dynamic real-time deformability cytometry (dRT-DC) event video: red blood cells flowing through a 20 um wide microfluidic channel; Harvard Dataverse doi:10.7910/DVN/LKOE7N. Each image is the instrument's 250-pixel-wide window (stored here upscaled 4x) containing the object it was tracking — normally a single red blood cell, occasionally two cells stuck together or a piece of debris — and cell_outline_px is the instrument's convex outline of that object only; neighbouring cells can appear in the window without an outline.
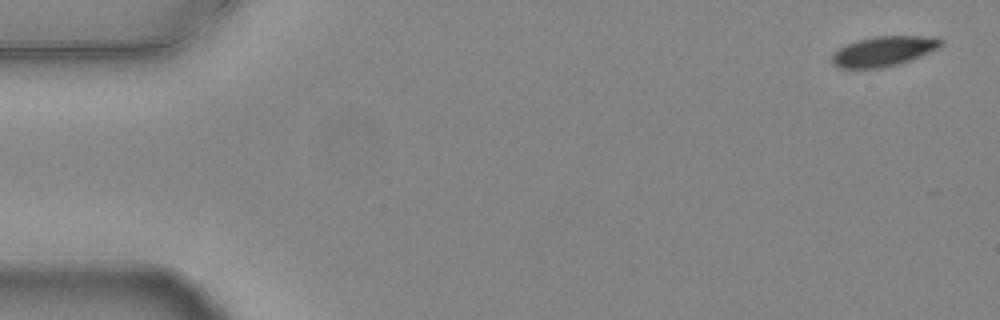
{"species": "common noctule bat (a hibernating species)", "species_latin": "Nyctalus noctula", "temperature_condition": "warm", "stored_images_in_passage": 54, "camera_frame_rate_fps": 3000, "um_per_image_px": 0.085, "animal": {"sex": "female", "body_mass_g": 24.6, "forearm_length_mm": 56.2}, "frame": {"image": 1, "passage_image": 1, "time_ms": 0.0, "image_size_px": [1000, 320], "cell_outline_px": [[944, 44], [940, 48], [912, 60], [880, 68], [840, 68], [832, 64], [832, 52], [844, 44], [856, 40], [876, 36], [936, 36], [944, 40]], "centroid_in_image_um": [75.13, 4.34], "position_along_channel_um": 9.9, "area_um2": 19.42}}
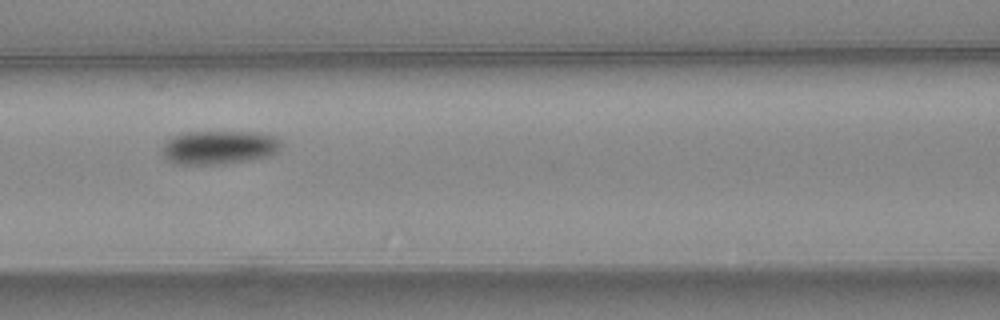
{"frame": {"image": 2, "passage_image": 23, "time_ms": 7.333, "image_size_px": [1000, 320], "cell_outline_px": [[284, 144], [276, 152], [268, 156], [248, 160], [224, 164], [176, 164], [168, 160], [160, 152], [160, 148], [172, 136], [184, 132], [252, 132], [276, 136]], "centroid_in_image_um": [18.6, 12.53], "position_along_channel_um": 148.0, "area_um2": 23.52}}
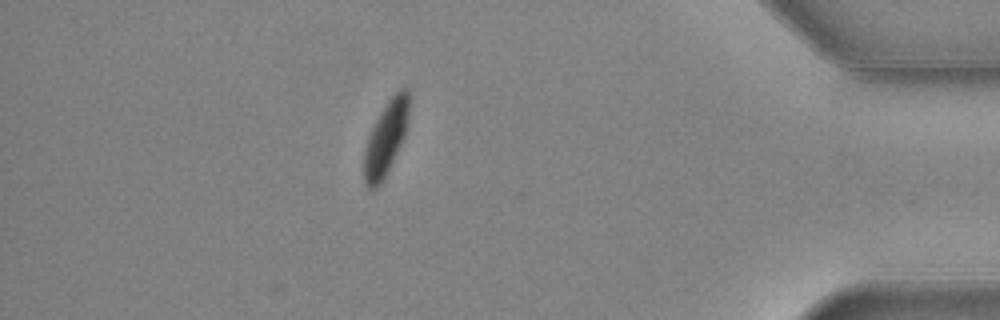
{"frame": {"image": 3, "passage_image": 47, "time_ms": 15.333, "image_size_px": [1000, 320], "cell_outline_px": [[408, 116], [404, 136], [384, 180], [376, 188], [368, 188], [364, 184], [364, 148], [368, 136], [376, 120], [388, 100], [400, 88], [408, 88]], "centroid_in_image_um": [32.77, 11.79], "position_along_channel_um": 402.4, "area_um2": 19.07}, "authors_computed_cell_mechanics": {"area_um2": 21.3282, "velocity_mm_per_s": 3.7505, "shape_relaxation_time_tau1_ms": 9.1015, "shape_relaxation_time_tau2_ms": 6.5931, "deformation_change_tau1": 0.2073, "deformation_change_tau2": 0.05}}